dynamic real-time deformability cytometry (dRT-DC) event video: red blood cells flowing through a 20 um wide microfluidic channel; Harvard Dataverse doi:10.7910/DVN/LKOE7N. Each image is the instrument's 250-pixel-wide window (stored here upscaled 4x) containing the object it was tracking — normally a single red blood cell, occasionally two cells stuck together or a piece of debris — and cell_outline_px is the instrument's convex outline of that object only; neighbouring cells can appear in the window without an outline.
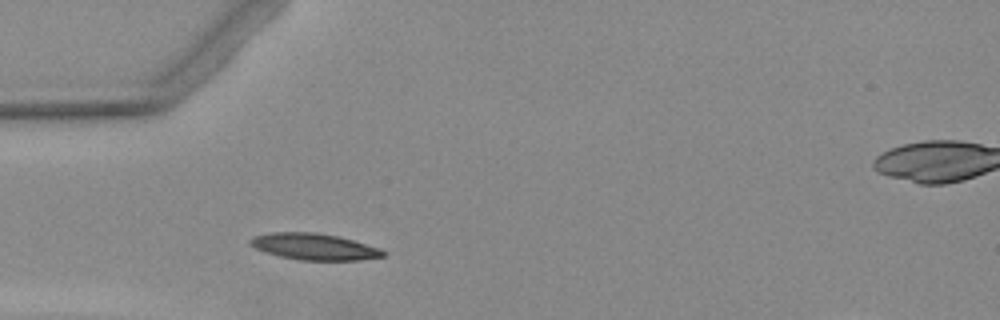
{"species": "Egyptian fruit bat (a non-hibernating species)", "species_latin": "Rousettus aegyptiacus", "temperature_condition": "warm", "stored_images_in_passage": 3, "camera_frame_rate_fps": 3000, "um_per_image_px": 0.085, "animal": {"sex": "female"}, "frame": {"image": 1, "passage_image": 2, "time_ms": 1.0, "image_size_px": [1000, 320], "cell_outline_px": [[384, 256], [360, 260], [300, 260], [280, 256], [256, 248], [248, 244], [248, 240], [252, 236], [268, 232], [316, 232], [340, 236], [380, 248], [384, 252]], "centroid_in_image_um": [26.68, 20.95], "position_along_channel_um": 58.3, "area_um2": 20.52}}